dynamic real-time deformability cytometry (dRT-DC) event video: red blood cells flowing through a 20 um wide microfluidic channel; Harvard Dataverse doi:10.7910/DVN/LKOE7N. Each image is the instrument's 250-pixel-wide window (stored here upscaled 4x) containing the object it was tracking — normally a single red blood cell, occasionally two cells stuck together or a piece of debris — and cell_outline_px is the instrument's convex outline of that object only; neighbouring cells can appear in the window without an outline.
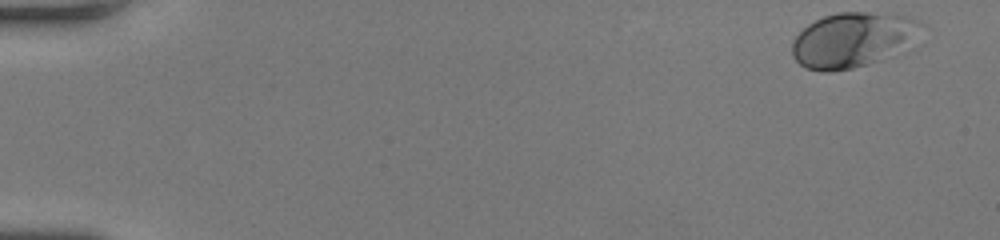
{"species": "human", "species_latin": "Homo sapiens", "temperature_condition": "room temperature", "stored_images_in_passage": 48, "camera_frame_rate_fps": 3000, "um_per_image_px": 0.085, "donor": {"sex": "female"}, "frame": {"image": 1, "passage_image": 1, "time_ms": 0.0, "image_size_px": [1000, 240], "cell_outline_px": [[932, 28], [896, 56], [884, 60], [852, 68], [832, 72], [820, 72], [804, 68], [792, 56], [792, 40], [808, 24], [824, 16], [840, 12], [892, 12], [908, 16], [920, 20], [928, 24]], "centroid_in_image_um": [72.67, 3.37], "position_along_channel_um": 12.3, "area_um2": 43.23}}
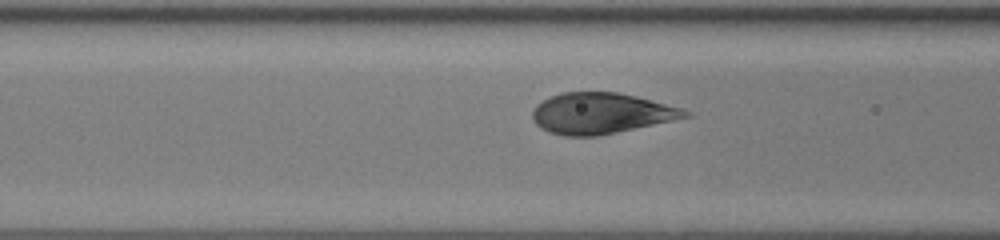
{"frame": {"image": 2, "passage_image": 20, "time_ms": 6.333, "image_size_px": [1000, 240], "cell_outline_px": [[692, 116], [616, 132], [596, 136], [564, 136], [548, 132], [540, 128], [532, 120], [532, 112], [536, 104], [552, 96], [564, 92], [616, 92], [636, 96], [680, 108], [692, 112]], "centroid_in_image_um": [51.05, 9.64], "position_along_channel_um": 115.6, "area_um2": 36.13}}
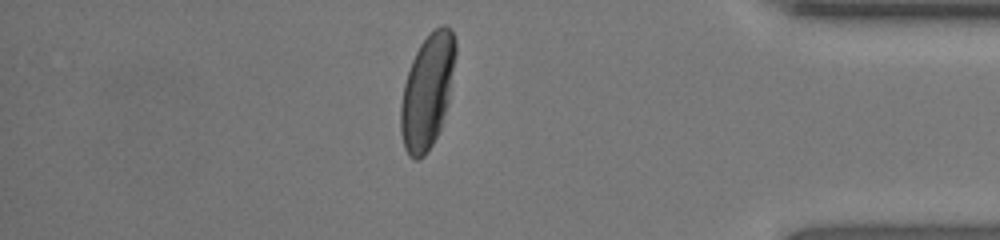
{"frame": {"image": 3, "passage_image": 42, "time_ms": 13.667, "image_size_px": [1000, 240], "cell_outline_px": [[456, 56], [448, 104], [440, 128], [432, 144], [424, 156], [416, 160], [412, 160], [408, 156], [404, 148], [400, 132], [400, 104], [404, 84], [412, 60], [420, 44], [436, 28], [444, 24], [452, 32], [456, 40]], "centroid_in_image_um": [36.31, 7.8], "position_along_channel_um": 398.9, "area_um2": 36.41}, "authors_computed_cell_mechanics": {"area_um2": 37.0787, "velocity_mm_per_s": 4.2242, "shape_relaxation_time_tau1_ms": 2.161, "shape_relaxation_time_tau2_ms": null, "deformation_change_tau1": 0.1419, "deformation_change_tau2": null}}